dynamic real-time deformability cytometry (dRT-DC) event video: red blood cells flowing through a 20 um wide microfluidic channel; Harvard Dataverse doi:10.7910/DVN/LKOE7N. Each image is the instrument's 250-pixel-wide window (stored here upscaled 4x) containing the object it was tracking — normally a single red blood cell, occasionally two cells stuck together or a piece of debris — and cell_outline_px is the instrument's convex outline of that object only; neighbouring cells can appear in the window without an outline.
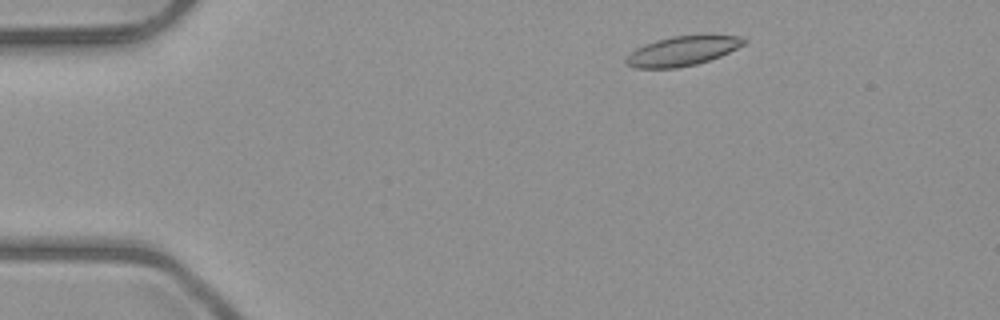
{"species": "common noctule bat (a hibernating species)", "species_latin": "Nyctalus noctula", "temperature_condition": "room temperature", "stored_images_in_passage": 3, "camera_frame_rate_fps": 3000, "um_per_image_px": 0.085, "animal": {"sex": "male", "body_mass_g": 23.1, "forearm_length_mm": 52.7}, "frame": {"image": 1, "passage_image": 1, "time_ms": 0.0, "image_size_px": [1000, 320], "cell_outline_px": [[748, 40], [744, 44], [720, 56], [696, 64], [676, 68], [636, 68], [628, 64], [624, 60], [636, 48], [644, 44], [656, 40], [672, 36], [740, 36]], "centroid_in_image_um": [57.98, 4.34], "position_along_channel_um": 27.0, "area_um2": 19.83}}